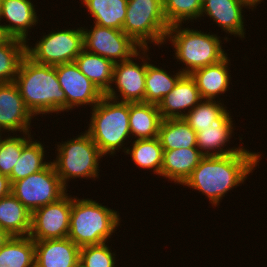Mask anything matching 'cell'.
<instances>
[{
	"label": "cell",
	"mask_w": 267,
	"mask_h": 267,
	"mask_svg": "<svg viewBox=\"0 0 267 267\" xmlns=\"http://www.w3.org/2000/svg\"><path fill=\"white\" fill-rule=\"evenodd\" d=\"M148 52L150 53L149 48H146L144 102L158 105L163 97L174 88L183 73L180 70L168 72L165 68L152 64ZM170 72H173V75Z\"/></svg>",
	"instance_id": "obj_23"
},
{
	"label": "cell",
	"mask_w": 267,
	"mask_h": 267,
	"mask_svg": "<svg viewBox=\"0 0 267 267\" xmlns=\"http://www.w3.org/2000/svg\"><path fill=\"white\" fill-rule=\"evenodd\" d=\"M158 138L163 151L197 148V134L183 118L163 119Z\"/></svg>",
	"instance_id": "obj_27"
},
{
	"label": "cell",
	"mask_w": 267,
	"mask_h": 267,
	"mask_svg": "<svg viewBox=\"0 0 267 267\" xmlns=\"http://www.w3.org/2000/svg\"><path fill=\"white\" fill-rule=\"evenodd\" d=\"M34 2L31 0H0L1 26L7 37L21 39L25 42L31 40L28 38L34 27L38 26L39 14H37ZM3 19V20H2ZM6 19V20H5ZM9 22V23H8Z\"/></svg>",
	"instance_id": "obj_17"
},
{
	"label": "cell",
	"mask_w": 267,
	"mask_h": 267,
	"mask_svg": "<svg viewBox=\"0 0 267 267\" xmlns=\"http://www.w3.org/2000/svg\"><path fill=\"white\" fill-rule=\"evenodd\" d=\"M230 59L227 55L220 62L197 69L190 74L196 83L201 99L221 101L220 96L228 93L230 84L232 85L231 70H229Z\"/></svg>",
	"instance_id": "obj_19"
},
{
	"label": "cell",
	"mask_w": 267,
	"mask_h": 267,
	"mask_svg": "<svg viewBox=\"0 0 267 267\" xmlns=\"http://www.w3.org/2000/svg\"><path fill=\"white\" fill-rule=\"evenodd\" d=\"M203 157L198 148L163 151L161 176L168 182L183 185Z\"/></svg>",
	"instance_id": "obj_21"
},
{
	"label": "cell",
	"mask_w": 267,
	"mask_h": 267,
	"mask_svg": "<svg viewBox=\"0 0 267 267\" xmlns=\"http://www.w3.org/2000/svg\"><path fill=\"white\" fill-rule=\"evenodd\" d=\"M230 113L232 112L226 109L218 118L213 120L209 127L196 133L197 148L204 156H225L238 153L244 148L241 144L238 147L227 145L235 136L236 127Z\"/></svg>",
	"instance_id": "obj_16"
},
{
	"label": "cell",
	"mask_w": 267,
	"mask_h": 267,
	"mask_svg": "<svg viewBox=\"0 0 267 267\" xmlns=\"http://www.w3.org/2000/svg\"><path fill=\"white\" fill-rule=\"evenodd\" d=\"M75 63L105 95L112 84L114 63L100 55L89 53L85 49L76 57Z\"/></svg>",
	"instance_id": "obj_26"
},
{
	"label": "cell",
	"mask_w": 267,
	"mask_h": 267,
	"mask_svg": "<svg viewBox=\"0 0 267 267\" xmlns=\"http://www.w3.org/2000/svg\"><path fill=\"white\" fill-rule=\"evenodd\" d=\"M12 135L0 136V174L8 177L21 156L22 147L33 137L31 133Z\"/></svg>",
	"instance_id": "obj_33"
},
{
	"label": "cell",
	"mask_w": 267,
	"mask_h": 267,
	"mask_svg": "<svg viewBox=\"0 0 267 267\" xmlns=\"http://www.w3.org/2000/svg\"><path fill=\"white\" fill-rule=\"evenodd\" d=\"M243 148L238 153L225 156H204L183 187L201 192L211 206H219L225 195L237 186L244 185L263 155Z\"/></svg>",
	"instance_id": "obj_1"
},
{
	"label": "cell",
	"mask_w": 267,
	"mask_h": 267,
	"mask_svg": "<svg viewBox=\"0 0 267 267\" xmlns=\"http://www.w3.org/2000/svg\"><path fill=\"white\" fill-rule=\"evenodd\" d=\"M67 192L52 162L43 170L15 181L11 188V193L31 214L42 206L58 201Z\"/></svg>",
	"instance_id": "obj_9"
},
{
	"label": "cell",
	"mask_w": 267,
	"mask_h": 267,
	"mask_svg": "<svg viewBox=\"0 0 267 267\" xmlns=\"http://www.w3.org/2000/svg\"><path fill=\"white\" fill-rule=\"evenodd\" d=\"M224 101L202 99L183 119L197 133L211 125L226 109Z\"/></svg>",
	"instance_id": "obj_34"
},
{
	"label": "cell",
	"mask_w": 267,
	"mask_h": 267,
	"mask_svg": "<svg viewBox=\"0 0 267 267\" xmlns=\"http://www.w3.org/2000/svg\"><path fill=\"white\" fill-rule=\"evenodd\" d=\"M90 110H92L91 117H89L90 122L85 131L100 152L104 156H112L111 158L121 150L125 153L126 146L132 140L129 127V103L104 96Z\"/></svg>",
	"instance_id": "obj_5"
},
{
	"label": "cell",
	"mask_w": 267,
	"mask_h": 267,
	"mask_svg": "<svg viewBox=\"0 0 267 267\" xmlns=\"http://www.w3.org/2000/svg\"><path fill=\"white\" fill-rule=\"evenodd\" d=\"M30 211L10 193L0 198V227L10 236H29Z\"/></svg>",
	"instance_id": "obj_24"
},
{
	"label": "cell",
	"mask_w": 267,
	"mask_h": 267,
	"mask_svg": "<svg viewBox=\"0 0 267 267\" xmlns=\"http://www.w3.org/2000/svg\"><path fill=\"white\" fill-rule=\"evenodd\" d=\"M221 39L218 33L202 32L178 24L169 27L164 45L171 42L174 59L180 62L178 64L182 63L183 68L178 70L183 74H191L197 69L220 62L228 55L222 47Z\"/></svg>",
	"instance_id": "obj_3"
},
{
	"label": "cell",
	"mask_w": 267,
	"mask_h": 267,
	"mask_svg": "<svg viewBox=\"0 0 267 267\" xmlns=\"http://www.w3.org/2000/svg\"><path fill=\"white\" fill-rule=\"evenodd\" d=\"M76 267H85L84 265H82L80 262L77 264Z\"/></svg>",
	"instance_id": "obj_40"
},
{
	"label": "cell",
	"mask_w": 267,
	"mask_h": 267,
	"mask_svg": "<svg viewBox=\"0 0 267 267\" xmlns=\"http://www.w3.org/2000/svg\"><path fill=\"white\" fill-rule=\"evenodd\" d=\"M25 56V41L7 37L0 43V83L15 81L20 64Z\"/></svg>",
	"instance_id": "obj_31"
},
{
	"label": "cell",
	"mask_w": 267,
	"mask_h": 267,
	"mask_svg": "<svg viewBox=\"0 0 267 267\" xmlns=\"http://www.w3.org/2000/svg\"><path fill=\"white\" fill-rule=\"evenodd\" d=\"M32 137L23 147L22 153L16 165L12 169L9 180L11 185L20 179L26 178L29 175L43 170L50 162L46 161L49 156L47 155V150L45 151L42 141L40 142ZM46 154V155H45ZM46 156V157H45Z\"/></svg>",
	"instance_id": "obj_29"
},
{
	"label": "cell",
	"mask_w": 267,
	"mask_h": 267,
	"mask_svg": "<svg viewBox=\"0 0 267 267\" xmlns=\"http://www.w3.org/2000/svg\"><path fill=\"white\" fill-rule=\"evenodd\" d=\"M0 267H35V241L30 236H10L0 248Z\"/></svg>",
	"instance_id": "obj_30"
},
{
	"label": "cell",
	"mask_w": 267,
	"mask_h": 267,
	"mask_svg": "<svg viewBox=\"0 0 267 267\" xmlns=\"http://www.w3.org/2000/svg\"><path fill=\"white\" fill-rule=\"evenodd\" d=\"M72 195L66 193L58 201L32 213L29 236L34 241L67 238L70 229Z\"/></svg>",
	"instance_id": "obj_12"
},
{
	"label": "cell",
	"mask_w": 267,
	"mask_h": 267,
	"mask_svg": "<svg viewBox=\"0 0 267 267\" xmlns=\"http://www.w3.org/2000/svg\"><path fill=\"white\" fill-rule=\"evenodd\" d=\"M82 27L84 49L92 54L111 60L114 64L130 59L141 47L122 30L94 24Z\"/></svg>",
	"instance_id": "obj_11"
},
{
	"label": "cell",
	"mask_w": 267,
	"mask_h": 267,
	"mask_svg": "<svg viewBox=\"0 0 267 267\" xmlns=\"http://www.w3.org/2000/svg\"><path fill=\"white\" fill-rule=\"evenodd\" d=\"M12 185L9 177L0 174V198H3L11 193Z\"/></svg>",
	"instance_id": "obj_36"
},
{
	"label": "cell",
	"mask_w": 267,
	"mask_h": 267,
	"mask_svg": "<svg viewBox=\"0 0 267 267\" xmlns=\"http://www.w3.org/2000/svg\"><path fill=\"white\" fill-rule=\"evenodd\" d=\"M163 11L169 26L200 19L203 0H162ZM190 21V22H189Z\"/></svg>",
	"instance_id": "obj_32"
},
{
	"label": "cell",
	"mask_w": 267,
	"mask_h": 267,
	"mask_svg": "<svg viewBox=\"0 0 267 267\" xmlns=\"http://www.w3.org/2000/svg\"><path fill=\"white\" fill-rule=\"evenodd\" d=\"M61 89L66 96V112L87 105L93 108L105 95L87 78L75 62L56 65Z\"/></svg>",
	"instance_id": "obj_13"
},
{
	"label": "cell",
	"mask_w": 267,
	"mask_h": 267,
	"mask_svg": "<svg viewBox=\"0 0 267 267\" xmlns=\"http://www.w3.org/2000/svg\"><path fill=\"white\" fill-rule=\"evenodd\" d=\"M33 118L16 83H0V133H32Z\"/></svg>",
	"instance_id": "obj_14"
},
{
	"label": "cell",
	"mask_w": 267,
	"mask_h": 267,
	"mask_svg": "<svg viewBox=\"0 0 267 267\" xmlns=\"http://www.w3.org/2000/svg\"><path fill=\"white\" fill-rule=\"evenodd\" d=\"M243 8L249 9L239 0H203L200 20L203 19L201 17L207 16L214 22L213 24L221 27V30L228 34V37L226 35L222 37L223 43L230 41L229 34L242 40L246 35V28H244L246 19Z\"/></svg>",
	"instance_id": "obj_15"
},
{
	"label": "cell",
	"mask_w": 267,
	"mask_h": 267,
	"mask_svg": "<svg viewBox=\"0 0 267 267\" xmlns=\"http://www.w3.org/2000/svg\"><path fill=\"white\" fill-rule=\"evenodd\" d=\"M14 82L35 119L38 115L66 112V96L58 81L56 66L36 63L26 55Z\"/></svg>",
	"instance_id": "obj_2"
},
{
	"label": "cell",
	"mask_w": 267,
	"mask_h": 267,
	"mask_svg": "<svg viewBox=\"0 0 267 267\" xmlns=\"http://www.w3.org/2000/svg\"><path fill=\"white\" fill-rule=\"evenodd\" d=\"M201 100L194 79L190 74H183L157 106L163 119H179L190 112Z\"/></svg>",
	"instance_id": "obj_18"
},
{
	"label": "cell",
	"mask_w": 267,
	"mask_h": 267,
	"mask_svg": "<svg viewBox=\"0 0 267 267\" xmlns=\"http://www.w3.org/2000/svg\"><path fill=\"white\" fill-rule=\"evenodd\" d=\"M86 7L93 24L123 30L128 0H81Z\"/></svg>",
	"instance_id": "obj_25"
},
{
	"label": "cell",
	"mask_w": 267,
	"mask_h": 267,
	"mask_svg": "<svg viewBox=\"0 0 267 267\" xmlns=\"http://www.w3.org/2000/svg\"><path fill=\"white\" fill-rule=\"evenodd\" d=\"M62 29L44 33L40 39L30 45L26 42V55L34 62L56 66L75 62L76 57L84 49V34L81 27ZM46 34V35H45Z\"/></svg>",
	"instance_id": "obj_8"
},
{
	"label": "cell",
	"mask_w": 267,
	"mask_h": 267,
	"mask_svg": "<svg viewBox=\"0 0 267 267\" xmlns=\"http://www.w3.org/2000/svg\"><path fill=\"white\" fill-rule=\"evenodd\" d=\"M62 142V143H61ZM56 143V158L52 164L61 183L68 190V183L76 178L93 179L99 178V163L105 156L92 141V138L85 131L80 132L73 138ZM57 151V152H56ZM101 160V161H100ZM71 179V180H70Z\"/></svg>",
	"instance_id": "obj_6"
},
{
	"label": "cell",
	"mask_w": 267,
	"mask_h": 267,
	"mask_svg": "<svg viewBox=\"0 0 267 267\" xmlns=\"http://www.w3.org/2000/svg\"><path fill=\"white\" fill-rule=\"evenodd\" d=\"M90 198L72 197L68 238L77 246L110 242L121 224L119 211ZM109 240V241H108Z\"/></svg>",
	"instance_id": "obj_4"
},
{
	"label": "cell",
	"mask_w": 267,
	"mask_h": 267,
	"mask_svg": "<svg viewBox=\"0 0 267 267\" xmlns=\"http://www.w3.org/2000/svg\"><path fill=\"white\" fill-rule=\"evenodd\" d=\"M10 238V235L6 233L1 227H0V248L4 245V243Z\"/></svg>",
	"instance_id": "obj_38"
},
{
	"label": "cell",
	"mask_w": 267,
	"mask_h": 267,
	"mask_svg": "<svg viewBox=\"0 0 267 267\" xmlns=\"http://www.w3.org/2000/svg\"><path fill=\"white\" fill-rule=\"evenodd\" d=\"M162 120L156 104L129 103V127L132 139L157 138Z\"/></svg>",
	"instance_id": "obj_22"
},
{
	"label": "cell",
	"mask_w": 267,
	"mask_h": 267,
	"mask_svg": "<svg viewBox=\"0 0 267 267\" xmlns=\"http://www.w3.org/2000/svg\"><path fill=\"white\" fill-rule=\"evenodd\" d=\"M6 38L7 36L4 34L2 26L0 25V43H2Z\"/></svg>",
	"instance_id": "obj_39"
},
{
	"label": "cell",
	"mask_w": 267,
	"mask_h": 267,
	"mask_svg": "<svg viewBox=\"0 0 267 267\" xmlns=\"http://www.w3.org/2000/svg\"><path fill=\"white\" fill-rule=\"evenodd\" d=\"M132 145L127 147L125 154L130 155L134 165L141 169H147L152 174L161 176L163 163V148L159 138L136 139L131 141Z\"/></svg>",
	"instance_id": "obj_28"
},
{
	"label": "cell",
	"mask_w": 267,
	"mask_h": 267,
	"mask_svg": "<svg viewBox=\"0 0 267 267\" xmlns=\"http://www.w3.org/2000/svg\"><path fill=\"white\" fill-rule=\"evenodd\" d=\"M169 27L162 0H128L122 31L141 48L163 46Z\"/></svg>",
	"instance_id": "obj_7"
},
{
	"label": "cell",
	"mask_w": 267,
	"mask_h": 267,
	"mask_svg": "<svg viewBox=\"0 0 267 267\" xmlns=\"http://www.w3.org/2000/svg\"><path fill=\"white\" fill-rule=\"evenodd\" d=\"M136 59H141L140 63ZM145 76L146 48H141L130 59L114 64L112 84L105 96L119 102H144Z\"/></svg>",
	"instance_id": "obj_10"
},
{
	"label": "cell",
	"mask_w": 267,
	"mask_h": 267,
	"mask_svg": "<svg viewBox=\"0 0 267 267\" xmlns=\"http://www.w3.org/2000/svg\"><path fill=\"white\" fill-rule=\"evenodd\" d=\"M117 253L112 252L108 242L80 247L79 262L85 267H117Z\"/></svg>",
	"instance_id": "obj_35"
},
{
	"label": "cell",
	"mask_w": 267,
	"mask_h": 267,
	"mask_svg": "<svg viewBox=\"0 0 267 267\" xmlns=\"http://www.w3.org/2000/svg\"><path fill=\"white\" fill-rule=\"evenodd\" d=\"M80 247L71 239L35 241V267H76Z\"/></svg>",
	"instance_id": "obj_20"
},
{
	"label": "cell",
	"mask_w": 267,
	"mask_h": 267,
	"mask_svg": "<svg viewBox=\"0 0 267 267\" xmlns=\"http://www.w3.org/2000/svg\"><path fill=\"white\" fill-rule=\"evenodd\" d=\"M239 1L244 3L249 8V11L250 9L251 11H254L259 4L261 5L264 2V0H239Z\"/></svg>",
	"instance_id": "obj_37"
}]
</instances>
